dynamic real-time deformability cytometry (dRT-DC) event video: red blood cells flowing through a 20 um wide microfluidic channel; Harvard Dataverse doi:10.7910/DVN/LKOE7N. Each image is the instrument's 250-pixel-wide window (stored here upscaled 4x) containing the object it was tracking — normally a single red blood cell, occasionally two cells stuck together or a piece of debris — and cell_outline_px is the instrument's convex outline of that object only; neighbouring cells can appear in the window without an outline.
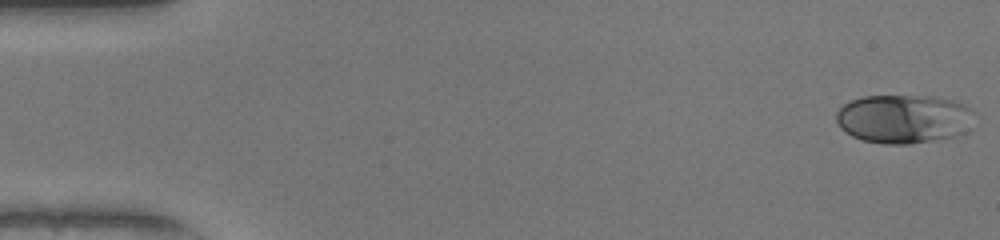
{"species": "human", "species_latin": "Homo sapiens", "temperature_condition": "warm", "stored_images_in_passage": 51, "camera_frame_rate_fps": 3000, "um_per_image_px": 0.085, "donor": {"sex": "female"}, "frame": {"image": 1, "passage_image": 1, "time_ms": 0.0, "image_size_px": [1000, 240], "cell_outline_px": [[976, 112], [964, 132], [956, 136], [908, 144], [884, 144], [864, 140], [852, 136], [840, 128], [836, 120], [836, 112], [844, 104], [852, 100], [864, 96], [932, 96], [952, 100], [964, 104], [972, 108]], "centroid_in_image_um": [76.81, 10.09], "position_along_channel_um": 8.2, "area_um2": 39.25}}
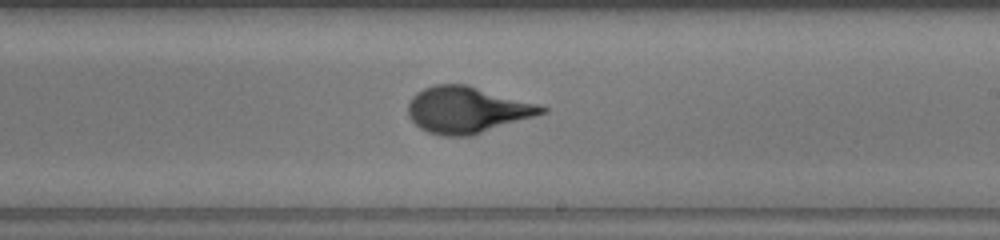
{"frame": {"image": 2, "passage_image": 30, "time_ms": 9.667, "image_size_px": [1000, 240], "cell_outline_px": [[548, 112], [472, 136], [444, 136], [428, 132], [420, 128], [408, 116], [408, 104], [412, 96], [416, 92], [424, 88], [436, 84], [468, 84], [536, 104], [548, 108]], "centroid_in_image_um": [39.68, 9.34], "position_along_channel_um": 249.3, "area_um2": 36.13}}
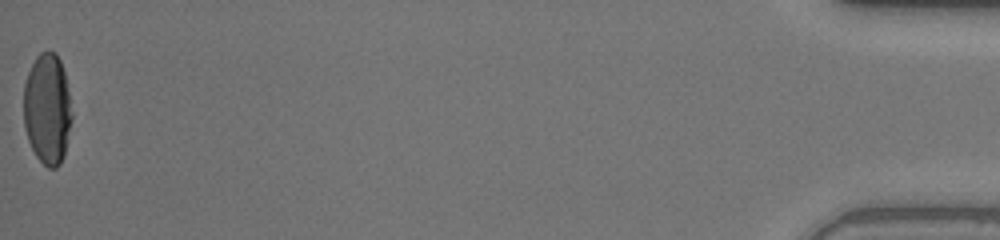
{"frame": {"image": 3, "passage_image": 51, "time_ms": 16.667, "image_size_px": [1000, 240], "cell_outline_px": [[72, 120], [64, 156], [60, 164], [56, 168], [48, 168], [36, 156], [28, 140], [24, 128], [24, 84], [28, 72], [36, 56], [40, 52], [48, 48], [56, 52], [60, 60], [64, 72], [72, 112]], "centroid_in_image_um": [4.02, 9.24], "position_along_channel_um": 431.2, "area_um2": 31.44}, "authors_computed_cell_mechanics": {"area_um2": 35.6048, "velocity_mm_per_s": 4.0706, "shape_relaxation_time_tau1_ms": 4.823, "shape_relaxation_time_tau2_ms": null, "deformation_change_tau1": 0.2424, "deformation_change_tau2": null}}